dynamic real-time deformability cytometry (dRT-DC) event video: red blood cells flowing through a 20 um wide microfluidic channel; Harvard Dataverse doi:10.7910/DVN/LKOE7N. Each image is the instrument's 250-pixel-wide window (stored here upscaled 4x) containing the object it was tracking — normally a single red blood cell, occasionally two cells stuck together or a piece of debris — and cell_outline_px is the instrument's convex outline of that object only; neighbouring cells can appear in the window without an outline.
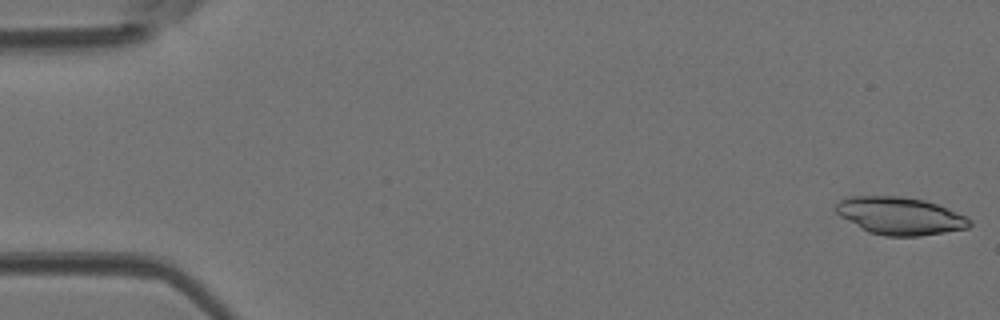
{"species": "Egyptian fruit bat (a non-hibernating species)", "species_latin": "Rousettus aegyptiacus", "temperature_condition": "room temperature", "stored_images_in_passage": 46, "camera_frame_rate_fps": 3000, "um_per_image_px": 0.085, "animal": {"sex": "female"}, "frame": {"image": 1, "passage_image": 1, "time_ms": 0.0, "image_size_px": [1000, 320], "cell_outline_px": [[972, 224], [968, 228], [920, 236], [884, 236], [868, 232], [840, 216], [836, 212], [836, 204], [844, 196], [900, 196], [924, 200], [936, 204], [964, 216], [972, 220]], "centroid_in_image_um": [76.47, 18.35], "position_along_channel_um": 8.5, "area_um2": 29.13}}
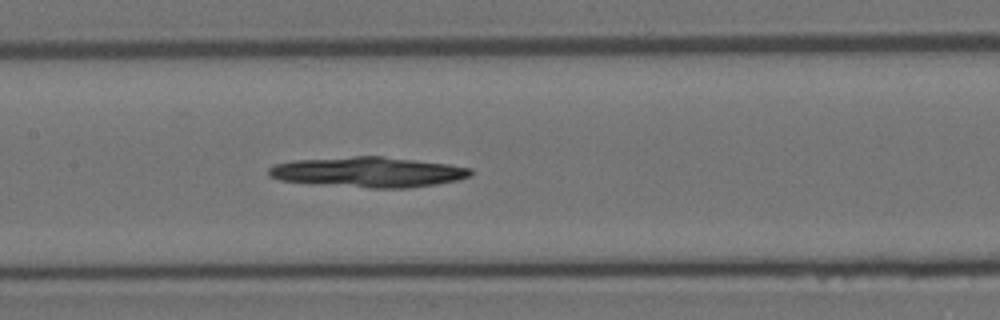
{"frame": {"image": 2, "passage_image": 22, "time_ms": 7.0, "image_size_px": [1000, 320], "cell_outline_px": [[472, 176], [460, 180], [436, 184], [408, 188], [368, 188], [312, 184], [280, 180], [268, 176], [268, 168], [276, 164], [292, 160], [356, 156], [384, 156], [448, 164], [472, 168]], "centroid_in_image_um": [31.31, 14.63], "position_along_channel_um": 176.1, "area_um2": 36.01}}
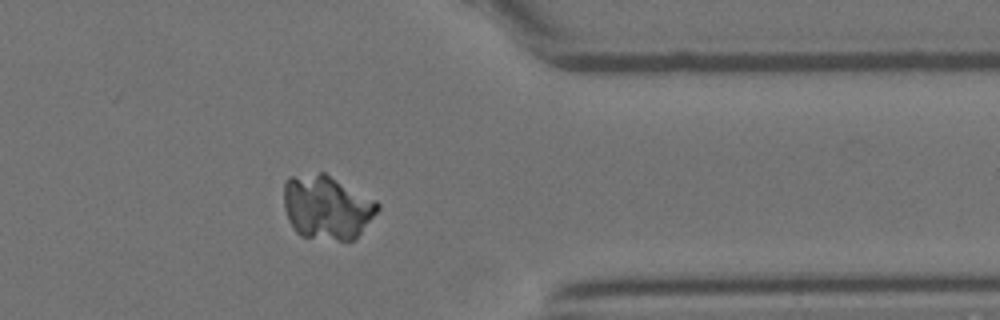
{"frame": {"image": 3, "passage_image": 37, "time_ms": 12.0, "image_size_px": [1000, 320], "cell_outline_px": [[380, 208], [356, 240], [336, 240], [300, 236], [296, 232], [288, 220], [284, 208], [284, 184], [292, 176], [320, 172], [324, 172], [376, 200], [380, 204]], "centroid_in_image_um": [27.8, 17.63], "position_along_channel_um": 383.6, "area_um2": 35.14}}